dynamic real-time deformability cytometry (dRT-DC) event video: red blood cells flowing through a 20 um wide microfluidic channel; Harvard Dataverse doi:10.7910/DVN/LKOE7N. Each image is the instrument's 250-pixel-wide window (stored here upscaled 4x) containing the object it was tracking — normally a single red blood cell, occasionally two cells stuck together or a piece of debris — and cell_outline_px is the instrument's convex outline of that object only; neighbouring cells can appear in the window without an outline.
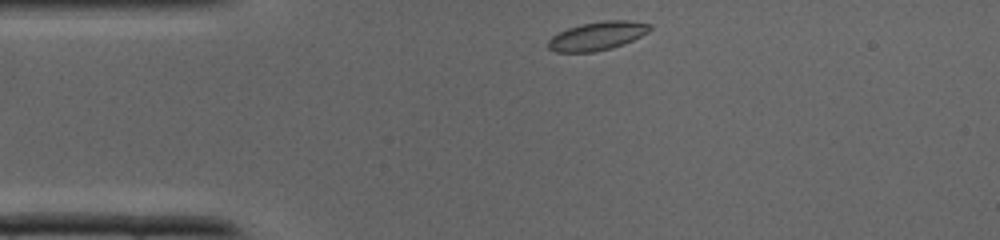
{"species": "common noctule bat (a hibernating species)", "species_latin": "Nyctalus noctula", "temperature_condition": "cold", "stored_images_in_passage": 31, "camera_frame_rate_fps": 3000, "um_per_image_px": 0.085, "animal": {"sex": "male", "body_mass_g": 19.0, "forearm_length_mm": 50.8}, "frame": {"image": 1, "passage_image": 1, "time_ms": 0.0, "image_size_px": [1000, 240], "cell_outline_px": [[652, 28], [648, 32], [624, 44], [612, 48], [592, 52], [556, 52], [548, 48], [548, 40], [552, 36], [568, 28], [580, 24], [604, 20], [624, 20], [652, 24]], "centroid_in_image_um": [50.77, 3.05], "position_along_channel_um": 34.2, "area_um2": 16.88}}
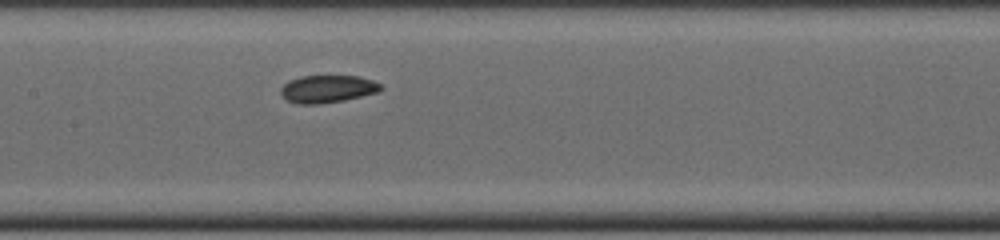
{"frame": {"image": 2, "passage_image": 11, "time_ms": 3.333, "image_size_px": [1000, 240], "cell_outline_px": [[384, 88], [380, 92], [344, 100], [320, 104], [296, 104], [288, 100], [280, 92], [280, 88], [288, 80], [300, 76], [360, 76], [372, 80], [380, 84]], "centroid_in_image_um": [27.85, 7.56], "position_along_channel_um": 179.5, "area_um2": 16.18}}
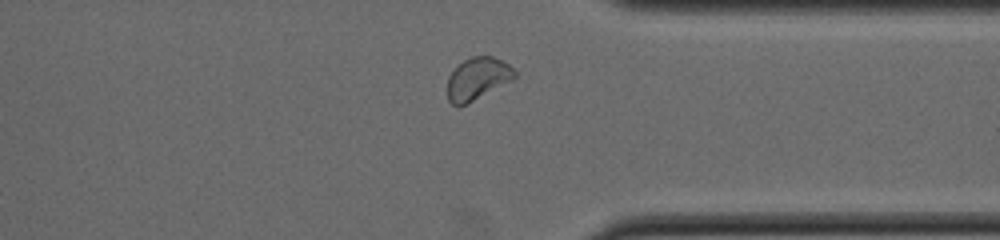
{"frame": {"image": 3, "passage_image": 22, "time_ms": 7.0, "image_size_px": [1000, 240], "cell_outline_px": [[516, 76], [512, 80], [456, 108], [448, 100], [448, 76], [464, 60], [472, 56], [492, 56], [508, 64], [516, 72]], "centroid_in_image_um": [40.57, 6.68], "position_along_channel_um": 370.8, "area_um2": 16.13}}